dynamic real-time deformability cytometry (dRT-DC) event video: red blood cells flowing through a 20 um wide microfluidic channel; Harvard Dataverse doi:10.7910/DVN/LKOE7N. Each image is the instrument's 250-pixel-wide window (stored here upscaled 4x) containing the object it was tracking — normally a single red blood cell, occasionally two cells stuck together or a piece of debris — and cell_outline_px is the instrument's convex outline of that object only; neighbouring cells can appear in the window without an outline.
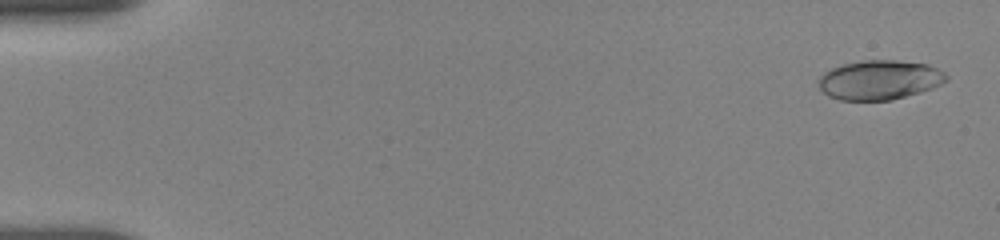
{"species": "human", "species_latin": "Homo sapiens", "temperature_condition": "room temperature", "stored_images_in_passage": 55, "camera_frame_rate_fps": 3000, "um_per_image_px": 0.085, "donor": {"sex": "female"}, "frame": {"image": 1, "passage_image": 2, "time_ms": 0.333, "image_size_px": [1000, 240], "cell_outline_px": [[948, 80], [932, 88], [920, 92], [892, 100], [840, 100], [828, 96], [820, 88], [820, 76], [824, 72], [832, 68], [844, 64], [864, 60], [896, 60], [928, 64], [944, 72], [948, 76]], "centroid_in_image_um": [74.78, 6.79], "position_along_channel_um": 10.2, "area_um2": 29.25}}
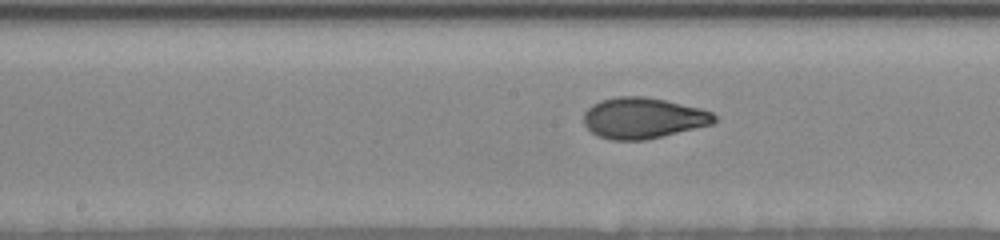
{"frame": {"image": 2, "passage_image": 29, "time_ms": 9.333, "image_size_px": [1000, 240], "cell_outline_px": [[716, 120], [712, 124], [644, 140], [612, 140], [596, 136], [584, 124], [584, 112], [592, 104], [600, 100], [616, 96], [644, 96], [664, 100], [700, 108], [712, 112], [716, 116]], "centroid_in_image_um": [54.63, 10.03], "position_along_channel_um": 193.6, "area_um2": 31.04}}
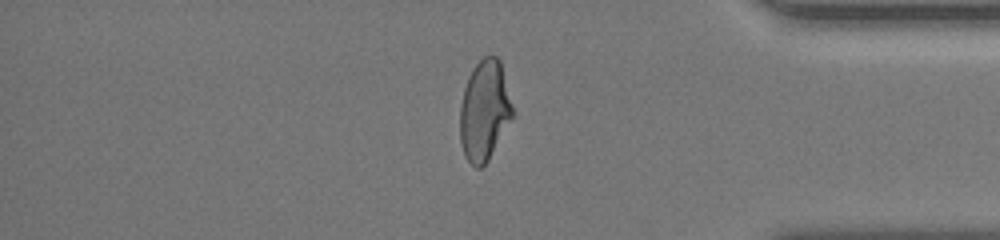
{"frame": {"image": 3, "passage_image": 47, "time_ms": 15.333, "image_size_px": [1000, 240], "cell_outline_px": [[512, 116], [488, 160], [480, 168], [476, 168], [464, 156], [460, 140], [460, 104], [464, 88], [468, 76], [472, 68], [484, 56], [496, 56], [500, 60], [512, 108]], "centroid_in_image_um": [41.13, 9.39], "position_along_channel_um": 394.1, "area_um2": 30.17}, "authors_computed_cell_mechanics": {"area_um2": 30.5762, "velocity_mm_per_s": 3.6619, "shape_relaxation_time_tau1_ms": 4.0943, "shape_relaxation_time_tau2_ms": 0.8807, "deformation_change_tau1": 0.1892, "deformation_change_tau2": 0.0607}}